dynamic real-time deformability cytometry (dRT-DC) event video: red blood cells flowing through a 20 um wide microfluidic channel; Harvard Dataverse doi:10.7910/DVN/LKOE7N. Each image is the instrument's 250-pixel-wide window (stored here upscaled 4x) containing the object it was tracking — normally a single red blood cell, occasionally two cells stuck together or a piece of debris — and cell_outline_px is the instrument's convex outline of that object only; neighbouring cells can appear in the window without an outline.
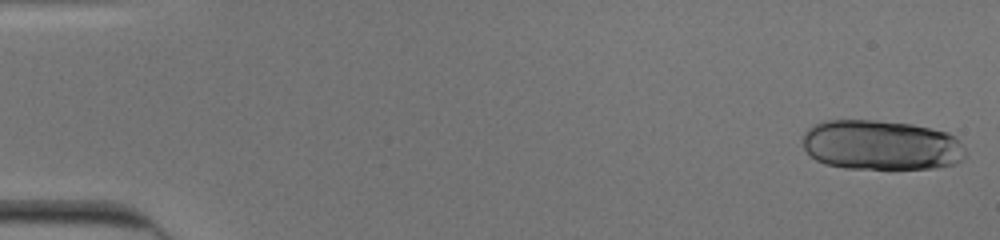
{"species": "human", "species_latin": "Homo sapiens", "temperature_condition": "cold", "stored_images_in_passage": 49, "camera_frame_rate_fps": 3000, "um_per_image_px": 0.085, "donor": {"sex": "male"}, "frame": {"image": 1, "passage_image": 1, "time_ms": 0.0, "image_size_px": [1000, 240], "cell_outline_px": [[964, 160], [956, 164], [932, 168], [844, 168], [824, 164], [816, 160], [804, 148], [800, 140], [804, 132], [808, 128], [824, 120], [876, 120], [912, 124], [948, 132], [956, 136], [960, 140], [964, 148]], "centroid_in_image_um": [74.89, 12.33], "position_along_channel_um": 10.1, "area_um2": 47.8}}
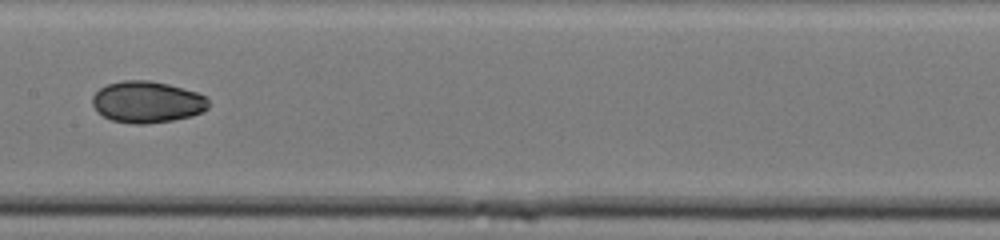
{"frame": {"image": 2, "passage_image": 28, "time_ms": 9.0, "image_size_px": [1000, 240], "cell_outline_px": [[208, 108], [192, 116], [172, 120], [144, 124], [132, 124], [112, 120], [104, 116], [92, 104], [92, 96], [100, 88], [108, 84], [120, 80], [148, 80], [168, 84], [196, 92], [208, 96]], "centroid_in_image_um": [12.51, 8.66], "position_along_channel_um": 194.9, "area_um2": 28.03}}
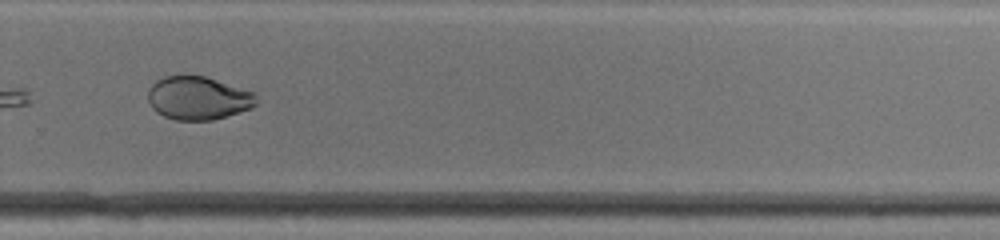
{"frame": {"image": 3, "passage_image": 37, "time_ms": 12.0, "image_size_px": [1000, 240], "cell_outline_px": [[256, 104], [240, 112], [212, 120], [176, 120], [164, 116], [156, 112], [152, 108], [148, 100], [148, 92], [152, 84], [156, 80], [164, 76], [204, 76], [256, 92]], "centroid_in_image_um": [16.83, 8.34], "position_along_channel_um": 313.0, "area_um2": 27.22}, "authors_computed_cell_mechanics": {"area_um2": 36.8186, "velocity_mm_per_s": 3.9395, "shape_relaxation_time_tau1_ms": 6.0492, "shape_relaxation_time_tau2_ms": 3.0918, "deformation_change_tau1": 0.1451, "deformation_change_tau2": 0.0469}}